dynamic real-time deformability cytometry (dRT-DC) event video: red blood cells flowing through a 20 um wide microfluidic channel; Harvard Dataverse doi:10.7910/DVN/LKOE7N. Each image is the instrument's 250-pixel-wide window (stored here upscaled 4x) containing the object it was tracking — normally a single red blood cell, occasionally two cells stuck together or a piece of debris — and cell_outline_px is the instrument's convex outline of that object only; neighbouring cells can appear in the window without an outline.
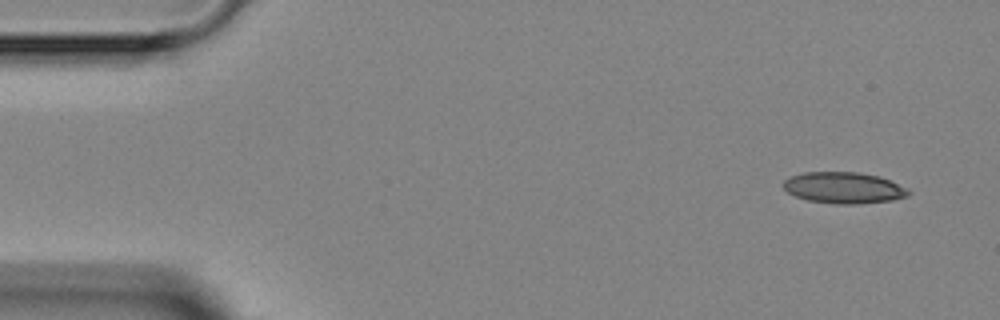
{"species": "Egyptian fruit bat (a non-hibernating species)", "species_latin": "Rousettus aegyptiacus", "temperature_condition": "room temperature", "stored_images_in_passage": 3, "camera_frame_rate_fps": 3000, "um_per_image_px": 0.085, "animal": {"sex": "female"}, "frame": {"image": 1, "passage_image": 1, "time_ms": 0.0, "image_size_px": [1000, 320], "cell_outline_px": [[912, 192], [908, 196], [892, 200], [856, 204], [836, 204], [808, 200], [796, 196], [788, 192], [784, 188], [784, 180], [792, 176], [804, 172], [860, 172], [880, 176], [908, 188]], "centroid_in_image_um": [71.76, 15.96], "position_along_channel_um": 13.2, "area_um2": 22.83}}